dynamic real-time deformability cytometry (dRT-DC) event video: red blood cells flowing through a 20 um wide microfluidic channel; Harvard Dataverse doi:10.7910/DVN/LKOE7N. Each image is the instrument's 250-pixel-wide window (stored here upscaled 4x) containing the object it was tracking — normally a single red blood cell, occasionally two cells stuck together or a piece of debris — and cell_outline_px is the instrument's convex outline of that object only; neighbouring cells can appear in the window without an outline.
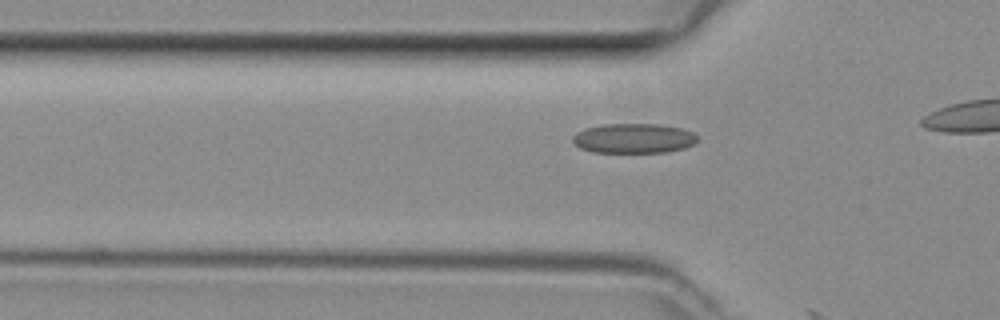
{"species": "common noctule bat (a hibernating species)", "species_latin": "Nyctalus noctula", "temperature_condition": "room temperature", "stored_images_in_passage": 5, "camera_frame_rate_fps": 3000, "um_per_image_px": 0.085, "animal": {"sex": "female", "body_mass_g": 29.2, "forearm_length_mm": 56.3}, "frame": {"image": 1, "passage_image": 5, "time_ms": 1.333, "image_size_px": [1000, 320], "cell_outline_px": [[696, 140], [692, 144], [684, 148], [668, 152], [592, 152], [580, 148], [572, 140], [572, 136], [576, 132], [584, 128], [600, 124], [660, 124], [684, 128], [692, 132], [696, 136]], "centroid_in_image_um": [53.83, 11.75], "position_along_channel_um": 72.0, "area_um2": 21.73}}